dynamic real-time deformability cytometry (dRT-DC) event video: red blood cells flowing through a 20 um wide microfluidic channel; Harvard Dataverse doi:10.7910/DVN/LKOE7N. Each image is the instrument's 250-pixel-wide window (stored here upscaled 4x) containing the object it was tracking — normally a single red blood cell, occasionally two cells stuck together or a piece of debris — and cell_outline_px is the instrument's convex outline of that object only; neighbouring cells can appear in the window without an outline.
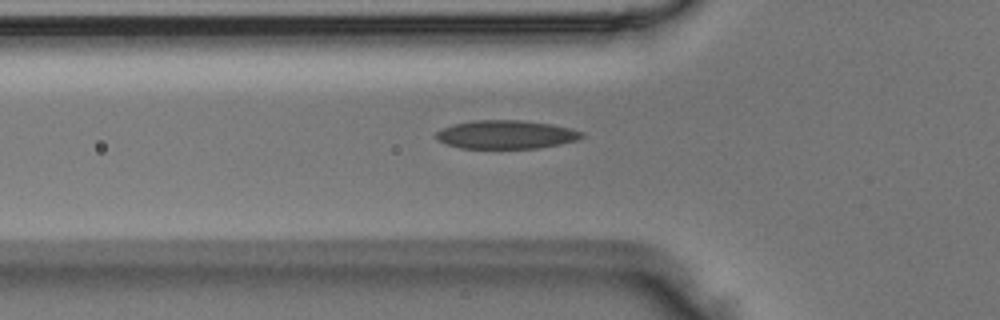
{"species": "Egyptian fruit bat (a non-hibernating species)", "species_latin": "Rousettus aegyptiacus", "temperature_condition": "room temperature", "stored_images_in_passage": 30, "camera_frame_rate_fps": 3000, "um_per_image_px": 0.085, "animal": {"sex": "male"}, "frame": {"image": 1, "passage_image": 4, "time_ms": 1.0, "image_size_px": [1000, 320], "cell_outline_px": [[584, 136], [580, 140], [540, 148], [460, 148], [448, 144], [440, 140], [436, 136], [436, 132], [452, 124], [472, 120], [520, 120], [552, 124], [584, 132]], "centroid_in_image_um": [43.06, 11.43], "position_along_channel_um": 82.7, "area_um2": 24.16}}
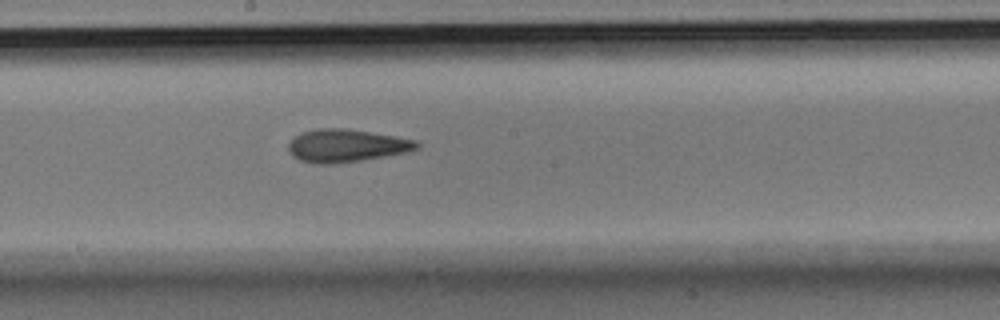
{"frame": {"image": 2, "passage_image": 14, "time_ms": 4.333, "image_size_px": [1000, 320], "cell_outline_px": [[420, 148], [408, 152], [360, 160], [328, 164], [316, 164], [300, 160], [292, 156], [288, 152], [288, 144], [300, 132], [316, 128], [344, 128], [396, 136], [416, 140], [420, 144]], "centroid_in_image_um": [29.43, 12.37], "position_along_channel_um": 218.8, "area_um2": 24.57}}
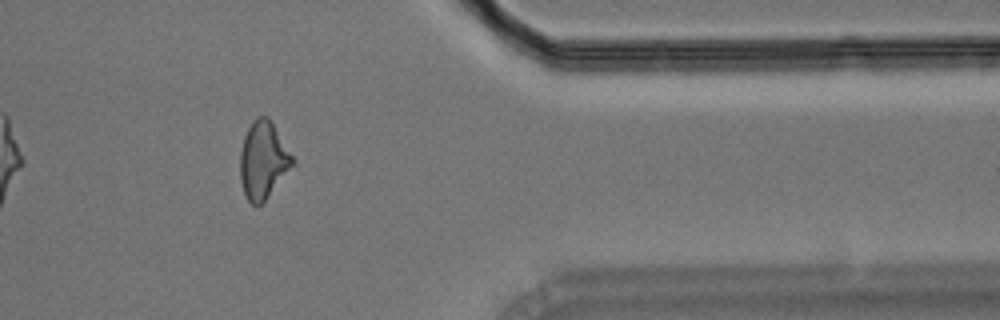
{"frame": {"image": 3, "passage_image": 28, "time_ms": 9.0, "image_size_px": [1000, 320], "cell_outline_px": [[296, 164], [268, 196], [260, 204], [252, 204], [248, 200], [244, 192], [240, 180], [240, 152], [244, 136], [252, 120], [256, 116], [268, 116], [296, 160]], "centroid_in_image_um": [22.39, 13.59], "position_along_channel_um": 389.0, "area_um2": 23.7}}